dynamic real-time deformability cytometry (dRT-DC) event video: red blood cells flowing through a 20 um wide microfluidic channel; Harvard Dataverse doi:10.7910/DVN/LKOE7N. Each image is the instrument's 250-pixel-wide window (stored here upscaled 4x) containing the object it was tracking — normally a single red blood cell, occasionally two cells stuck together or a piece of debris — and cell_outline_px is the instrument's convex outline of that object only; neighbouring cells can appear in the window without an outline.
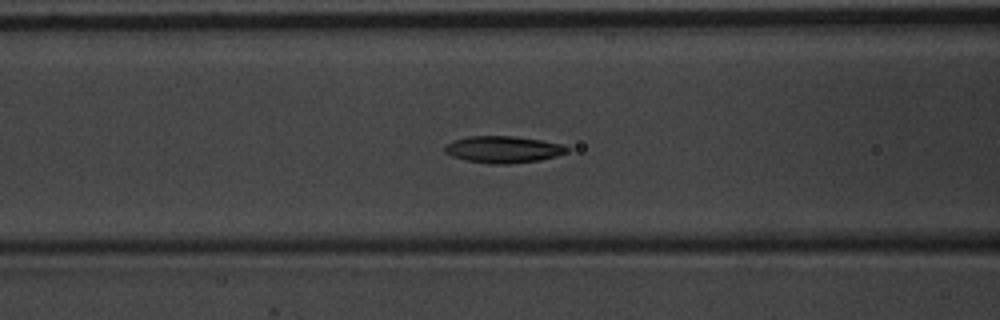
{"species": "common noctule bat (a hibernating species)", "species_latin": "Nyctalus noctula", "temperature_condition": "warm", "stored_images_in_passage": 45, "camera_frame_rate_fps": 3000, "um_per_image_px": 0.085, "animal": {"sex": "male", "body_mass_g": 20.1, "forearm_length_mm": 53.5}, "frame": {"image": 1, "passage_image": 13, "time_ms": 4.0, "image_size_px": [1000, 320], "cell_outline_px": [[568, 152], [556, 156], [540, 160], [508, 164], [492, 164], [468, 160], [452, 156], [444, 152], [444, 148], [448, 144], [456, 140], [468, 136], [512, 136], [540, 140], [564, 144], [568, 148]], "centroid_in_image_um": [42.81, 12.7], "position_along_channel_um": 123.8, "area_um2": 18.9}}
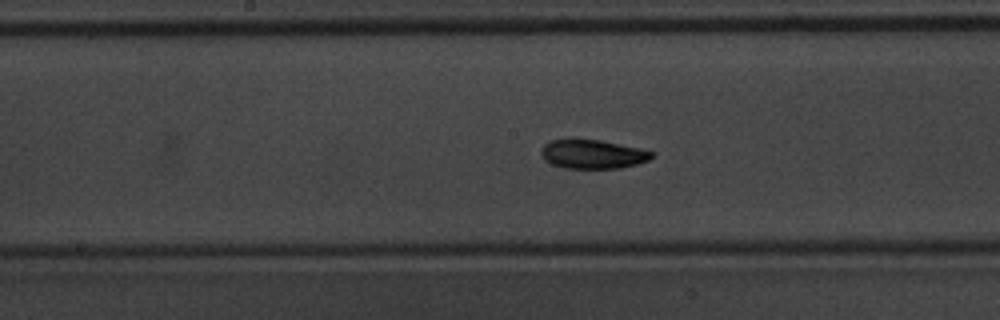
{"frame": {"image": 2, "passage_image": 19, "time_ms": 6.0, "image_size_px": [1000, 320], "cell_outline_px": [[656, 152], [648, 160], [636, 164], [620, 168], [564, 168], [552, 164], [544, 160], [540, 152], [540, 148], [544, 144], [552, 140], [600, 140], [640, 148]], "centroid_in_image_um": [50.37, 13.11], "position_along_channel_um": 197.8, "area_um2": 18.55}}
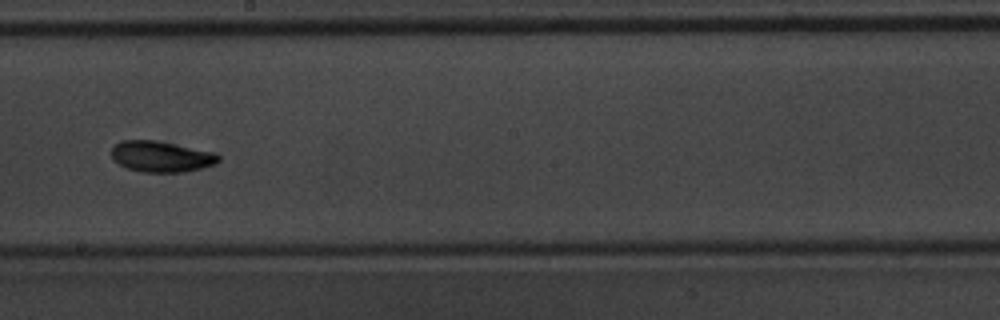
{"frame": {"image": 3, "passage_image": 22, "time_ms": 7.0, "image_size_px": [1000, 320], "cell_outline_px": [[220, 160], [216, 164], [184, 172], [144, 172], [128, 168], [112, 160], [112, 148], [120, 140], [156, 140], [216, 152], [220, 156]], "centroid_in_image_um": [13.73, 13.3], "position_along_channel_um": 234.5, "area_um2": 19.36}, "authors_computed_cell_mechanics": {"area_um2": 18.496, "velocity_mm_per_s": 3.6947, "shape_relaxation_time_tau1_ms": 2.0786, "shape_relaxation_time_tau2_ms": 4.6868, "deformation_change_tau1": 0.1229, "deformation_change_tau2": 0.0739}}